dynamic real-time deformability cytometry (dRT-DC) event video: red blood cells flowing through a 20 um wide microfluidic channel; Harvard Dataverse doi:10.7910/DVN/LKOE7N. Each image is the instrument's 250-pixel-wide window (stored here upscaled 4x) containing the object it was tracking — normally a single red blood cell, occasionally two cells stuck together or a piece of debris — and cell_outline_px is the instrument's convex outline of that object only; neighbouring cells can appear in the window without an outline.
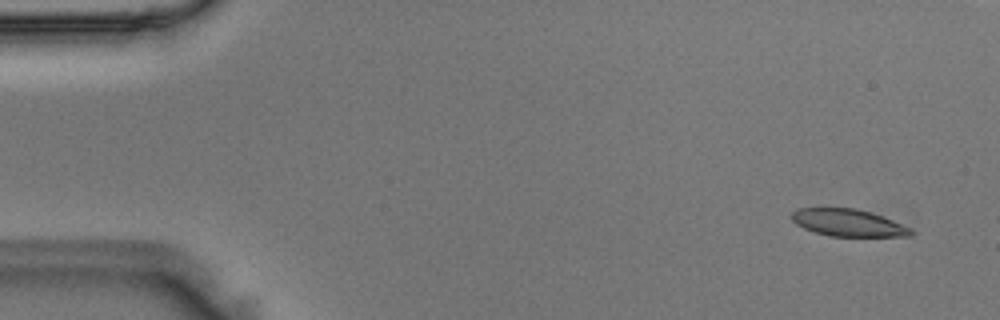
{"species": "Egyptian fruit bat (a non-hibernating species)", "species_latin": "Rousettus aegyptiacus", "temperature_condition": "room temperature", "stored_images_in_passage": 51, "camera_frame_rate_fps": 3000, "um_per_image_px": 0.085, "animal": {"sex": "male"}, "frame": {"image": 1, "passage_image": 3, "time_ms": 0.667, "image_size_px": [1000, 320], "cell_outline_px": [[912, 232], [908, 236], [828, 236], [804, 228], [796, 224], [792, 220], [792, 212], [796, 208], [856, 208], [892, 220], [912, 228]], "centroid_in_image_um": [72.06, 18.93], "position_along_channel_um": 12.9, "area_um2": 18.61}}
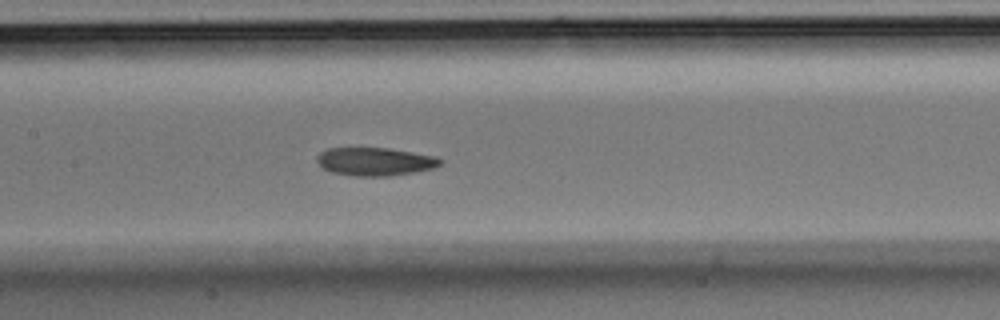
{"frame": {"image": 2, "passage_image": 24, "time_ms": 7.667, "image_size_px": [1000, 320], "cell_outline_px": [[444, 160], [440, 164], [432, 168], [412, 172], [388, 176], [356, 176], [332, 172], [324, 168], [316, 160], [316, 156], [320, 152], [328, 148], [388, 148], [436, 156]], "centroid_in_image_um": [31.87, 13.72], "position_along_channel_um": 175.5, "area_um2": 20.06}}
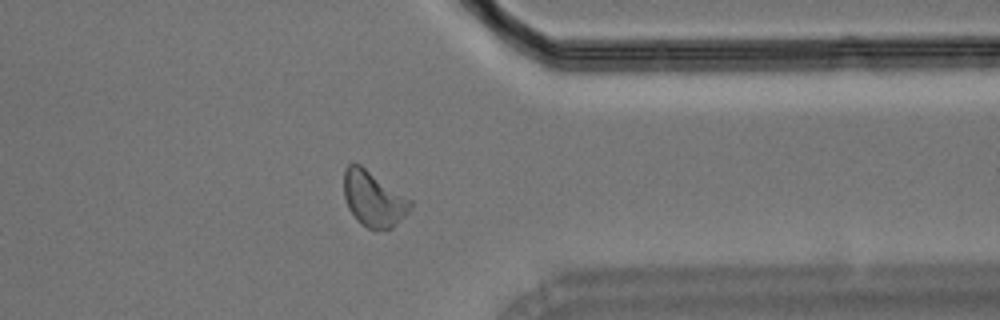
{"frame": {"image": 3, "passage_image": 40, "time_ms": 13.0, "image_size_px": [1000, 320], "cell_outline_px": [[412, 204], [408, 212], [392, 228], [376, 232], [360, 224], [356, 220], [348, 208], [344, 196], [344, 168], [348, 164], [360, 164], [412, 200]], "centroid_in_image_um": [31.73, 16.93], "position_along_channel_um": 379.7, "area_um2": 21.62}}